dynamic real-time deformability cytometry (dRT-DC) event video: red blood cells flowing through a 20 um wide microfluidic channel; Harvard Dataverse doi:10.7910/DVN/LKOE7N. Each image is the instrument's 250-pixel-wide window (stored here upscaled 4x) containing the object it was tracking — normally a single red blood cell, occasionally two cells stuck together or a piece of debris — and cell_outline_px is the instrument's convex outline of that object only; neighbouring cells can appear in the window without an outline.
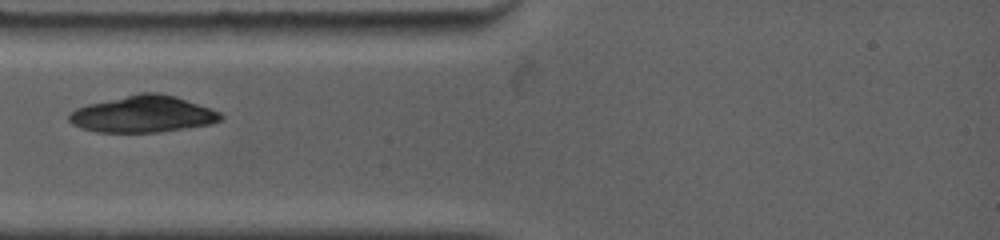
{"species": "common noctule bat (a hibernating species)", "species_latin": "Nyctalus noctula", "temperature_condition": "warm", "stored_images_in_passage": 28, "camera_frame_rate_fps": 4500, "um_per_image_px": 0.085, "animal": {"sex": "female", "body_mass_g": 19.0, "forearm_length_mm": 53.3}, "frame": {"image": 1, "passage_image": 1, "time_ms": 0.0, "image_size_px": [1000, 240], "cell_outline_px": [[224, 116], [220, 120], [212, 124], [156, 132], [96, 132], [80, 128], [72, 124], [68, 120], [68, 116], [76, 108], [88, 104], [140, 92], [156, 92], [176, 96], [212, 108], [220, 112]], "centroid_in_image_um": [12.16, 9.69], "position_along_channel_um": 72.8, "area_um2": 32.43}}
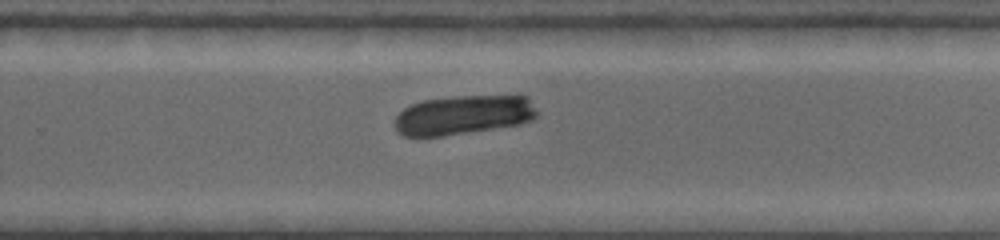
{"frame": {"image": 2, "passage_image": 16, "time_ms": 5.778, "image_size_px": [1000, 240], "cell_outline_px": [[536, 116], [532, 120], [520, 124], [444, 136], [404, 136], [396, 128], [396, 116], [404, 108], [412, 104], [424, 100], [452, 96], [528, 96], [536, 112]], "centroid_in_image_um": [39.39, 9.77], "position_along_channel_um": 290.4, "area_um2": 32.31}}
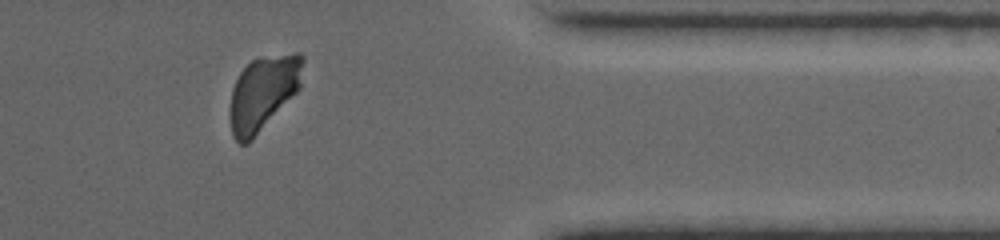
{"frame": {"image": 3, "passage_image": 24, "time_ms": 8.889, "image_size_px": [1000, 240], "cell_outline_px": [[304, 60], [300, 88], [252, 140], [248, 144], [240, 144], [232, 136], [228, 116], [228, 112], [232, 88], [240, 72], [252, 60], [296, 52], [300, 52], [304, 56]], "centroid_in_image_um": [22.34, 7.93], "position_along_channel_um": 389.1, "area_um2": 31.73}}